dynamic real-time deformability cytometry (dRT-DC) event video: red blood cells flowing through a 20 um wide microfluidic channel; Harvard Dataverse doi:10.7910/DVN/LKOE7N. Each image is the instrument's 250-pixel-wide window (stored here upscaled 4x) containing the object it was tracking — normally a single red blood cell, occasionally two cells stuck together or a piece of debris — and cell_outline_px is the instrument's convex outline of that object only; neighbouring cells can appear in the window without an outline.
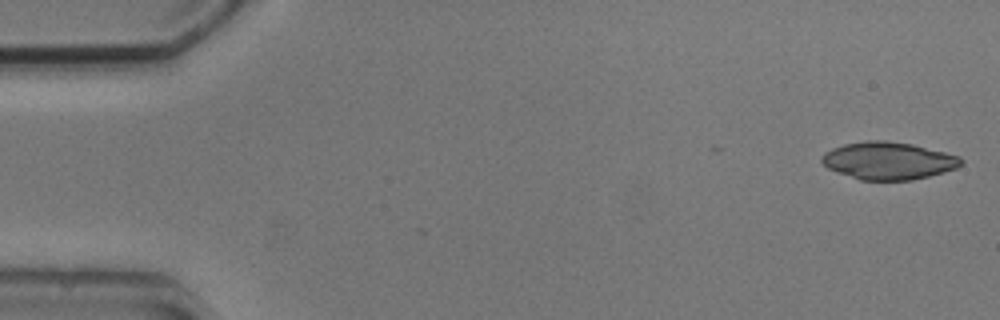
{"species": "common noctule bat (a hibernating species)", "species_latin": "Nyctalus noctula", "temperature_condition": "cold", "stored_images_in_passage": 4, "camera_frame_rate_fps": 3000, "um_per_image_px": 0.085, "animal": {"sex": "male", "body_mass_g": 20.5, "forearm_length_mm": 52.5}, "frame": {"image": 1, "passage_image": 1, "time_ms": 0.0, "image_size_px": [1000, 320], "cell_outline_px": [[964, 164], [956, 168], [944, 172], [912, 180], [860, 180], [836, 172], [828, 168], [820, 160], [820, 156], [824, 152], [832, 148], [844, 144], [868, 140], [884, 140], [912, 144], [960, 156], [964, 160]], "centroid_in_image_um": [75.5, 13.66], "position_along_channel_um": 9.5, "area_um2": 30.58}}